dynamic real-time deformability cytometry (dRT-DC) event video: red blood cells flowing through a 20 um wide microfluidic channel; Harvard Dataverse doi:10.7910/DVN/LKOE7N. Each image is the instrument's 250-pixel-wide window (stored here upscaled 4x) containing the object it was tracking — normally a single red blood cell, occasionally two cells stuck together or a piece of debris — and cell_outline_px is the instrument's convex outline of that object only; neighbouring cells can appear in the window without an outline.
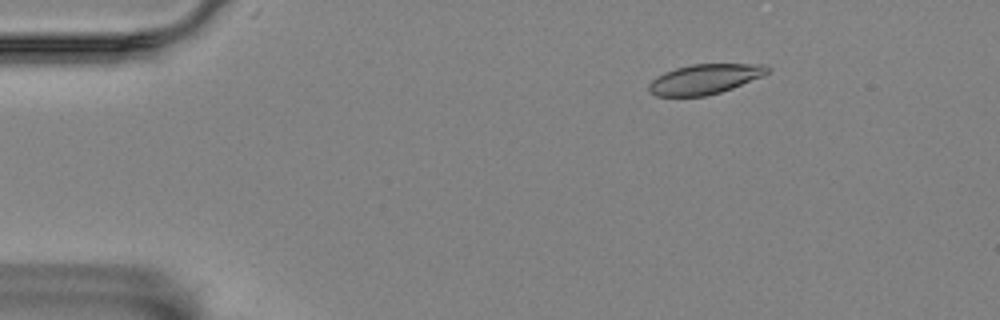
{"species": "Egyptian fruit bat (a non-hibernating species)", "species_latin": "Rousettus aegyptiacus", "temperature_condition": "room temperature", "stored_images_in_passage": 9, "camera_frame_rate_fps": 3000, "um_per_image_px": 0.085, "animal": {"sex": "female"}, "frame": {"image": 1, "passage_image": 3, "time_ms": 2.333, "image_size_px": [1000, 320], "cell_outline_px": [[772, 68], [764, 76], [732, 88], [720, 92], [704, 96], [656, 96], [648, 92], [648, 84], [656, 76], [664, 72], [676, 68], [692, 64], [768, 64]], "centroid_in_image_um": [59.92, 6.72], "position_along_channel_um": 25.1, "area_um2": 20.87}}
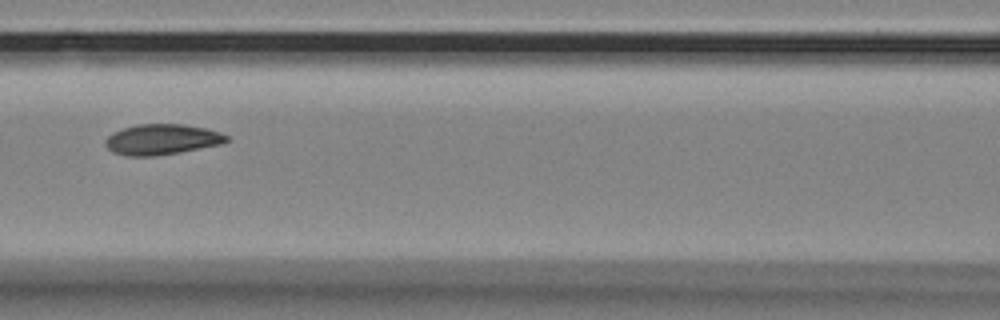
{"frame": {"image": 2, "passage_image": 7, "time_ms": 8.0, "image_size_px": [1000, 320], "cell_outline_px": [[232, 140], [224, 144], [180, 152], [156, 156], [128, 156], [112, 152], [104, 144], [104, 140], [112, 132], [136, 124], [184, 124], [204, 128], [220, 132], [228, 136]], "centroid_in_image_um": [13.78, 11.85], "position_along_channel_um": 152.8, "area_um2": 21.85}}
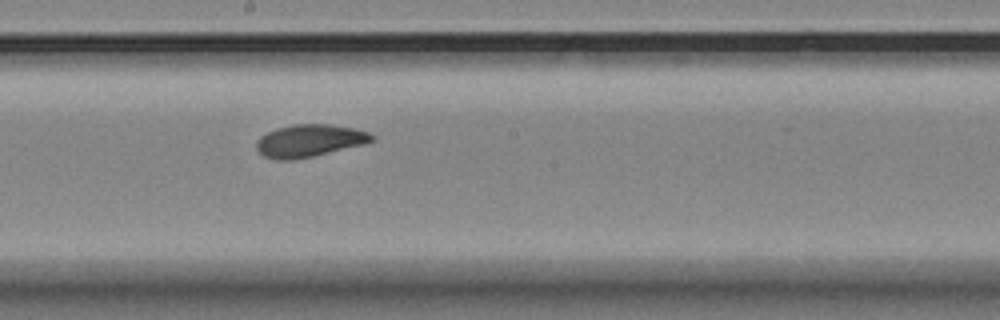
{"frame": {"image": 3, "passage_image": 9, "time_ms": 10.0, "image_size_px": [1000, 320], "cell_outline_px": [[376, 140], [364, 144], [312, 156], [288, 160], [276, 160], [264, 156], [256, 148], [256, 140], [260, 136], [276, 128], [296, 124], [328, 124], [352, 128], [368, 132], [376, 136]], "centroid_in_image_um": [26.3, 11.95], "position_along_channel_um": 221.9, "area_um2": 21.68}}